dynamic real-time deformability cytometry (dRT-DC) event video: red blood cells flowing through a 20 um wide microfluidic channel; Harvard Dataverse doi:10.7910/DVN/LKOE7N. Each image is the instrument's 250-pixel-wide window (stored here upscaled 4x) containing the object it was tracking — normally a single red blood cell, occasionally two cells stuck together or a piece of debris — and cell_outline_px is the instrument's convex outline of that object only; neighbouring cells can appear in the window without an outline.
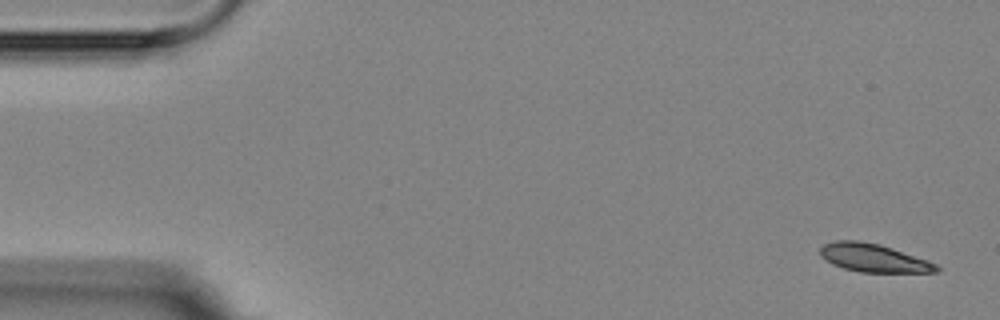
{"species": "Egyptian fruit bat (a non-hibernating species)", "species_latin": "Rousettus aegyptiacus", "temperature_condition": "room temperature", "stored_images_in_passage": 5, "camera_frame_rate_fps": 3000, "um_per_image_px": 0.085, "animal": {"sex": "female"}, "frame": {"image": 1, "passage_image": 1, "time_ms": 0.0, "image_size_px": [1000, 320], "cell_outline_px": [[940, 272], [860, 272], [844, 268], [832, 264], [820, 256], [820, 248], [824, 244], [836, 240], [860, 240], [880, 244], [928, 260], [936, 264], [940, 268]], "centroid_in_image_um": [74.25, 21.92], "position_along_channel_um": 10.8, "area_um2": 19.13}}
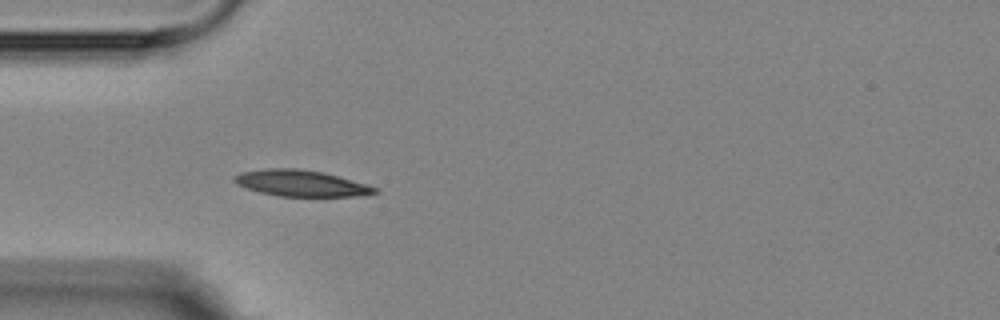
{"frame": {"image": 2, "passage_image": 5, "time_ms": 4.667, "image_size_px": [1000, 320], "cell_outline_px": [[380, 192], [368, 196], [280, 196], [260, 192], [236, 184], [232, 180], [232, 176], [240, 172], [268, 168], [296, 168], [320, 172], [368, 184], [380, 188]], "centroid_in_image_um": [25.62, 15.58], "position_along_channel_um": 59.4, "area_um2": 21.56}}